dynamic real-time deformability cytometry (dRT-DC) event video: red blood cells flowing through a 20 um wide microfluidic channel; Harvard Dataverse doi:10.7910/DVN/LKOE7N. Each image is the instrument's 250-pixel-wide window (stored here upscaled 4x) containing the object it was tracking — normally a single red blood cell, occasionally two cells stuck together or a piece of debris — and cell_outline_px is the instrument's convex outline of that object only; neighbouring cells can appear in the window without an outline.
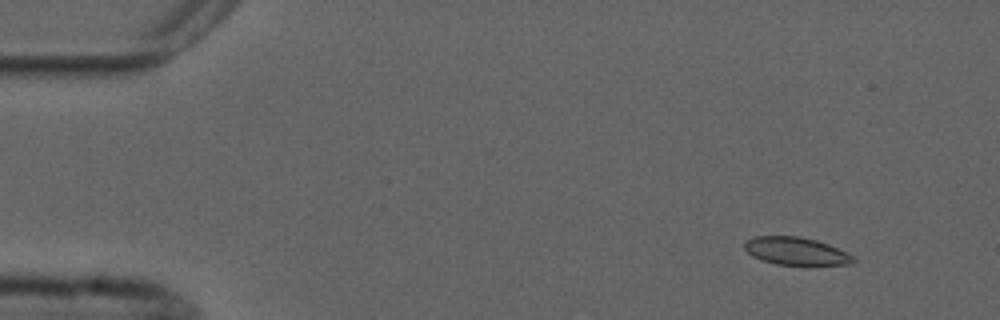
{"species": "common noctule bat (a hibernating species)", "species_latin": "Nyctalus noctula", "temperature_condition": "cold", "stored_images_in_passage": 4, "camera_frame_rate_fps": 3000, "um_per_image_px": 0.085, "animal": {"sex": "male", "forearm_length_mm": 52.5}, "frame": {"image": 1, "passage_image": 1, "time_ms": 0.0, "image_size_px": [1000, 320], "cell_outline_px": [[856, 260], [852, 264], [776, 264], [760, 260], [752, 256], [744, 248], [744, 240], [752, 236], [800, 236], [816, 240], [828, 244], [852, 256]], "centroid_in_image_um": [67.57, 21.32], "position_along_channel_um": 17.4, "area_um2": 17.4}}
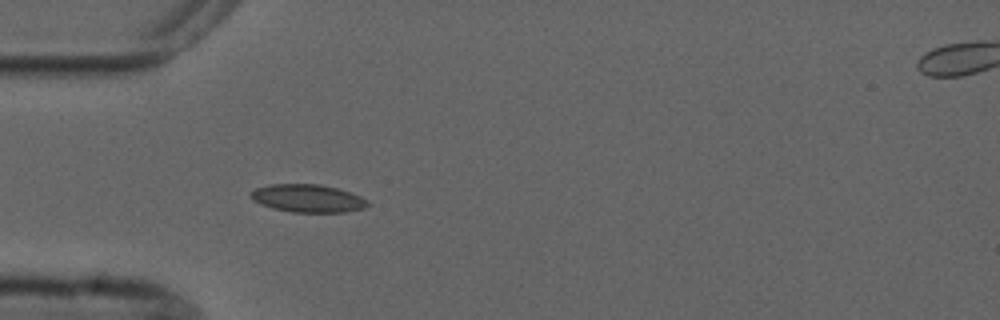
{"frame": {"image": 2, "passage_image": 4, "time_ms": 3.667, "image_size_px": [1000, 320], "cell_outline_px": [[368, 204], [364, 208], [344, 212], [292, 212], [272, 208], [260, 204], [252, 200], [248, 196], [248, 192], [256, 188], [268, 184], [320, 184], [336, 188], [360, 196], [368, 200]], "centroid_in_image_um": [26.09, 16.85], "position_along_channel_um": 58.9, "area_um2": 19.07}}